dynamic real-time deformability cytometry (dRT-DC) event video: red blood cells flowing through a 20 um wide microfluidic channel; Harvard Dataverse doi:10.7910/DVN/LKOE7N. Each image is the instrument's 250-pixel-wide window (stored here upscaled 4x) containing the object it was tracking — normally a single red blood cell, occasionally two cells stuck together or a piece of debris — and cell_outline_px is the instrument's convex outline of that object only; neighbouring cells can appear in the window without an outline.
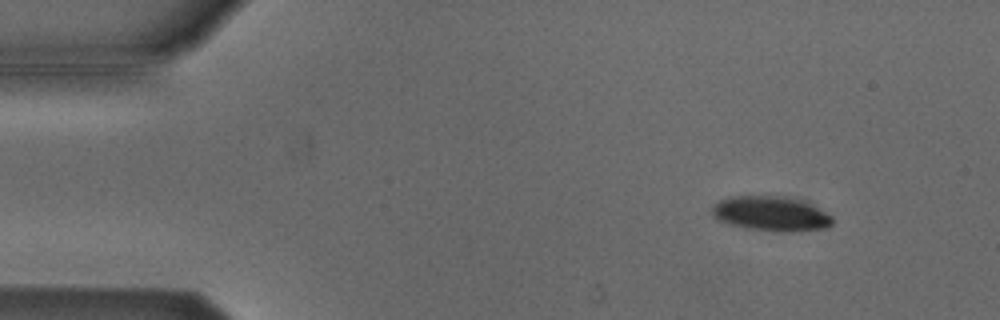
{"species": "Egyptian fruit bat (a non-hibernating species)", "species_latin": "Rousettus aegyptiacus", "temperature_condition": "cold", "stored_images_in_passage": 4, "camera_frame_rate_fps": 3000, "um_per_image_px": 0.085, "animal": {"sex": "male"}, "frame": {"image": 1, "passage_image": 2, "time_ms": 0.333, "image_size_px": [1000, 320], "cell_outline_px": [[832, 224], [828, 228], [788, 232], [780, 232], [744, 228], [728, 224], [716, 220], [712, 216], [712, 204], [720, 200], [732, 196], [788, 196], [804, 200], [812, 204], [832, 216]], "centroid_in_image_um": [65.52, 18.16], "position_along_channel_um": 19.5, "area_um2": 24.85}}
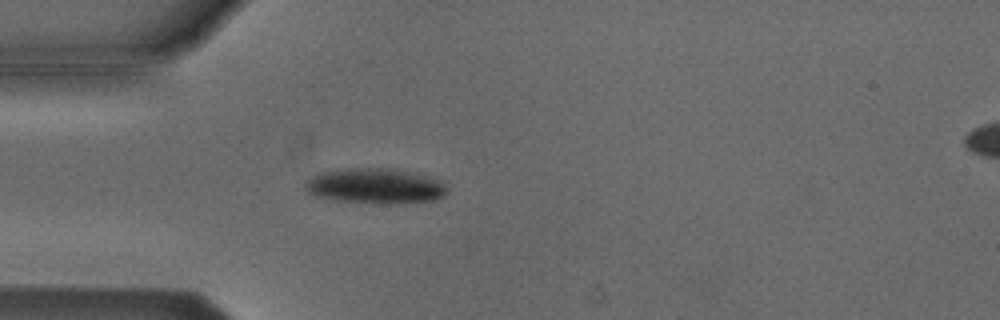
{"frame": {"image": 2, "passage_image": 4, "time_ms": 1.0, "image_size_px": [1000, 320], "cell_outline_px": [[448, 192], [444, 196], [436, 200], [392, 204], [388, 204], [336, 200], [316, 196], [308, 192], [304, 188], [304, 184], [312, 176], [320, 172], [348, 168], [396, 168], [428, 176], [440, 180], [444, 184]], "centroid_in_image_um": [31.92, 15.8], "position_along_channel_um": 53.1, "area_um2": 29.36}}